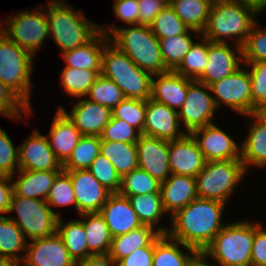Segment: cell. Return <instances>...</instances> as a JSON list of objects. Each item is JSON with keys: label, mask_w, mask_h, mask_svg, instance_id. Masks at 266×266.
Returning a JSON list of instances; mask_svg holds the SVG:
<instances>
[{"label": "cell", "mask_w": 266, "mask_h": 266, "mask_svg": "<svg viewBox=\"0 0 266 266\" xmlns=\"http://www.w3.org/2000/svg\"><path fill=\"white\" fill-rule=\"evenodd\" d=\"M224 206L221 201L197 197L171 216L172 228L167 235L203 252L225 226L221 222Z\"/></svg>", "instance_id": "obj_1"}, {"label": "cell", "mask_w": 266, "mask_h": 266, "mask_svg": "<svg viewBox=\"0 0 266 266\" xmlns=\"http://www.w3.org/2000/svg\"><path fill=\"white\" fill-rule=\"evenodd\" d=\"M259 13L262 10L246 0H216L201 34L205 39L217 43H227L225 38L230 37L235 45L242 47L255 23L254 16Z\"/></svg>", "instance_id": "obj_2"}, {"label": "cell", "mask_w": 266, "mask_h": 266, "mask_svg": "<svg viewBox=\"0 0 266 266\" xmlns=\"http://www.w3.org/2000/svg\"><path fill=\"white\" fill-rule=\"evenodd\" d=\"M100 31L140 69L152 75L168 71L162 59L159 40L150 26L132 25L130 28H119L113 25L109 29L100 26Z\"/></svg>", "instance_id": "obj_3"}, {"label": "cell", "mask_w": 266, "mask_h": 266, "mask_svg": "<svg viewBox=\"0 0 266 266\" xmlns=\"http://www.w3.org/2000/svg\"><path fill=\"white\" fill-rule=\"evenodd\" d=\"M47 6L49 37L61 53L86 45L100 32V26L87 20L81 11H76L64 0H50Z\"/></svg>", "instance_id": "obj_4"}, {"label": "cell", "mask_w": 266, "mask_h": 266, "mask_svg": "<svg viewBox=\"0 0 266 266\" xmlns=\"http://www.w3.org/2000/svg\"><path fill=\"white\" fill-rule=\"evenodd\" d=\"M101 74L112 80L122 90L125 98L144 101L151 98L153 75L140 69L110 41L103 49Z\"/></svg>", "instance_id": "obj_5"}, {"label": "cell", "mask_w": 266, "mask_h": 266, "mask_svg": "<svg viewBox=\"0 0 266 266\" xmlns=\"http://www.w3.org/2000/svg\"><path fill=\"white\" fill-rule=\"evenodd\" d=\"M254 235L255 223L248 220L225 224L203 253L218 266H251Z\"/></svg>", "instance_id": "obj_6"}, {"label": "cell", "mask_w": 266, "mask_h": 266, "mask_svg": "<svg viewBox=\"0 0 266 266\" xmlns=\"http://www.w3.org/2000/svg\"><path fill=\"white\" fill-rule=\"evenodd\" d=\"M33 55L0 33V80L30 108Z\"/></svg>", "instance_id": "obj_7"}, {"label": "cell", "mask_w": 266, "mask_h": 266, "mask_svg": "<svg viewBox=\"0 0 266 266\" xmlns=\"http://www.w3.org/2000/svg\"><path fill=\"white\" fill-rule=\"evenodd\" d=\"M246 172L241 160L205 162L195 177L198 198L227 203Z\"/></svg>", "instance_id": "obj_8"}, {"label": "cell", "mask_w": 266, "mask_h": 266, "mask_svg": "<svg viewBox=\"0 0 266 266\" xmlns=\"http://www.w3.org/2000/svg\"><path fill=\"white\" fill-rule=\"evenodd\" d=\"M50 207L46 200L21 197L13 191L8 213L15 211L17 216L9 218L22 230L25 238H44L57 232V221L61 216Z\"/></svg>", "instance_id": "obj_9"}, {"label": "cell", "mask_w": 266, "mask_h": 266, "mask_svg": "<svg viewBox=\"0 0 266 266\" xmlns=\"http://www.w3.org/2000/svg\"><path fill=\"white\" fill-rule=\"evenodd\" d=\"M8 18L7 28L5 22L0 21V33L34 56L44 39L49 36L47 13L42 9H35L33 12L21 11L18 15Z\"/></svg>", "instance_id": "obj_10"}, {"label": "cell", "mask_w": 266, "mask_h": 266, "mask_svg": "<svg viewBox=\"0 0 266 266\" xmlns=\"http://www.w3.org/2000/svg\"><path fill=\"white\" fill-rule=\"evenodd\" d=\"M213 101L218 109L225 104L240 115L252 114V86L248 70L241 66L232 74L209 85ZM215 97V98H214ZM222 102V104H221Z\"/></svg>", "instance_id": "obj_11"}, {"label": "cell", "mask_w": 266, "mask_h": 266, "mask_svg": "<svg viewBox=\"0 0 266 266\" xmlns=\"http://www.w3.org/2000/svg\"><path fill=\"white\" fill-rule=\"evenodd\" d=\"M207 91H211L207 84L188 78L186 100L178 110L179 121L184 123L186 133L213 124L212 120L217 108L213 95L208 94Z\"/></svg>", "instance_id": "obj_12"}, {"label": "cell", "mask_w": 266, "mask_h": 266, "mask_svg": "<svg viewBox=\"0 0 266 266\" xmlns=\"http://www.w3.org/2000/svg\"><path fill=\"white\" fill-rule=\"evenodd\" d=\"M190 134L206 162L241 159L240 146L215 123L196 129Z\"/></svg>", "instance_id": "obj_13"}, {"label": "cell", "mask_w": 266, "mask_h": 266, "mask_svg": "<svg viewBox=\"0 0 266 266\" xmlns=\"http://www.w3.org/2000/svg\"><path fill=\"white\" fill-rule=\"evenodd\" d=\"M138 168L162 183L171 174L169 141L141 134L136 142Z\"/></svg>", "instance_id": "obj_14"}, {"label": "cell", "mask_w": 266, "mask_h": 266, "mask_svg": "<svg viewBox=\"0 0 266 266\" xmlns=\"http://www.w3.org/2000/svg\"><path fill=\"white\" fill-rule=\"evenodd\" d=\"M70 174L79 215L99 213L111 192L108 191L88 169L67 171Z\"/></svg>", "instance_id": "obj_15"}, {"label": "cell", "mask_w": 266, "mask_h": 266, "mask_svg": "<svg viewBox=\"0 0 266 266\" xmlns=\"http://www.w3.org/2000/svg\"><path fill=\"white\" fill-rule=\"evenodd\" d=\"M19 148V170L61 171L63 165L56 158L46 136L34 130Z\"/></svg>", "instance_id": "obj_16"}, {"label": "cell", "mask_w": 266, "mask_h": 266, "mask_svg": "<svg viewBox=\"0 0 266 266\" xmlns=\"http://www.w3.org/2000/svg\"><path fill=\"white\" fill-rule=\"evenodd\" d=\"M180 125L177 110L151 98L146 101L143 135L168 141L177 140L186 134L182 130L179 131Z\"/></svg>", "instance_id": "obj_17"}, {"label": "cell", "mask_w": 266, "mask_h": 266, "mask_svg": "<svg viewBox=\"0 0 266 266\" xmlns=\"http://www.w3.org/2000/svg\"><path fill=\"white\" fill-rule=\"evenodd\" d=\"M234 46L236 51L227 43L208 40V65L197 81L209 86L236 71L241 66L240 63L243 62L242 47Z\"/></svg>", "instance_id": "obj_18"}, {"label": "cell", "mask_w": 266, "mask_h": 266, "mask_svg": "<svg viewBox=\"0 0 266 266\" xmlns=\"http://www.w3.org/2000/svg\"><path fill=\"white\" fill-rule=\"evenodd\" d=\"M27 243L23 260L32 266H76L60 235L31 240Z\"/></svg>", "instance_id": "obj_19"}, {"label": "cell", "mask_w": 266, "mask_h": 266, "mask_svg": "<svg viewBox=\"0 0 266 266\" xmlns=\"http://www.w3.org/2000/svg\"><path fill=\"white\" fill-rule=\"evenodd\" d=\"M205 159L190 133L169 141V168L171 174L196 177L203 169Z\"/></svg>", "instance_id": "obj_20"}, {"label": "cell", "mask_w": 266, "mask_h": 266, "mask_svg": "<svg viewBox=\"0 0 266 266\" xmlns=\"http://www.w3.org/2000/svg\"><path fill=\"white\" fill-rule=\"evenodd\" d=\"M58 108L70 118L83 136L100 137L103 129L112 117V110L110 108L86 98L75 102L70 114L62 106Z\"/></svg>", "instance_id": "obj_21"}, {"label": "cell", "mask_w": 266, "mask_h": 266, "mask_svg": "<svg viewBox=\"0 0 266 266\" xmlns=\"http://www.w3.org/2000/svg\"><path fill=\"white\" fill-rule=\"evenodd\" d=\"M99 213L104 217L112 238L142 225L128 197L120 193H111Z\"/></svg>", "instance_id": "obj_22"}, {"label": "cell", "mask_w": 266, "mask_h": 266, "mask_svg": "<svg viewBox=\"0 0 266 266\" xmlns=\"http://www.w3.org/2000/svg\"><path fill=\"white\" fill-rule=\"evenodd\" d=\"M168 230L162 226L154 228L149 225H141L126 234L113 237L107 258L113 264H116L120 259L128 256L137 248L154 247L155 241L161 234H167Z\"/></svg>", "instance_id": "obj_23"}, {"label": "cell", "mask_w": 266, "mask_h": 266, "mask_svg": "<svg viewBox=\"0 0 266 266\" xmlns=\"http://www.w3.org/2000/svg\"><path fill=\"white\" fill-rule=\"evenodd\" d=\"M187 91L188 78L176 71L168 70L152 76L151 99L169 108L180 110L186 100Z\"/></svg>", "instance_id": "obj_24"}, {"label": "cell", "mask_w": 266, "mask_h": 266, "mask_svg": "<svg viewBox=\"0 0 266 266\" xmlns=\"http://www.w3.org/2000/svg\"><path fill=\"white\" fill-rule=\"evenodd\" d=\"M48 134L46 137L49 145L62 165L69 159L73 149L83 136L60 108L55 114Z\"/></svg>", "instance_id": "obj_25"}, {"label": "cell", "mask_w": 266, "mask_h": 266, "mask_svg": "<svg viewBox=\"0 0 266 266\" xmlns=\"http://www.w3.org/2000/svg\"><path fill=\"white\" fill-rule=\"evenodd\" d=\"M164 210L174 215L198 197L196 179L191 176L170 174L160 184Z\"/></svg>", "instance_id": "obj_26"}, {"label": "cell", "mask_w": 266, "mask_h": 266, "mask_svg": "<svg viewBox=\"0 0 266 266\" xmlns=\"http://www.w3.org/2000/svg\"><path fill=\"white\" fill-rule=\"evenodd\" d=\"M109 41V37L100 31L86 45L61 53L66 62L65 67L94 70L100 75L103 49Z\"/></svg>", "instance_id": "obj_27"}, {"label": "cell", "mask_w": 266, "mask_h": 266, "mask_svg": "<svg viewBox=\"0 0 266 266\" xmlns=\"http://www.w3.org/2000/svg\"><path fill=\"white\" fill-rule=\"evenodd\" d=\"M80 216L84 218L81 221L87 238L88 260L95 257H107L112 237L104 217L100 213H85Z\"/></svg>", "instance_id": "obj_28"}, {"label": "cell", "mask_w": 266, "mask_h": 266, "mask_svg": "<svg viewBox=\"0 0 266 266\" xmlns=\"http://www.w3.org/2000/svg\"><path fill=\"white\" fill-rule=\"evenodd\" d=\"M59 172L18 170L19 178L13 182V191L21 197L46 200Z\"/></svg>", "instance_id": "obj_29"}, {"label": "cell", "mask_w": 266, "mask_h": 266, "mask_svg": "<svg viewBox=\"0 0 266 266\" xmlns=\"http://www.w3.org/2000/svg\"><path fill=\"white\" fill-rule=\"evenodd\" d=\"M254 118L249 133L242 141L241 162L246 171L251 164L258 167H266V124L259 121L253 114L246 115Z\"/></svg>", "instance_id": "obj_30"}, {"label": "cell", "mask_w": 266, "mask_h": 266, "mask_svg": "<svg viewBox=\"0 0 266 266\" xmlns=\"http://www.w3.org/2000/svg\"><path fill=\"white\" fill-rule=\"evenodd\" d=\"M180 245L189 253L180 251ZM197 253L196 249L161 234L154 243L152 266H188Z\"/></svg>", "instance_id": "obj_31"}, {"label": "cell", "mask_w": 266, "mask_h": 266, "mask_svg": "<svg viewBox=\"0 0 266 266\" xmlns=\"http://www.w3.org/2000/svg\"><path fill=\"white\" fill-rule=\"evenodd\" d=\"M212 4V0H169V5L185 25L200 33L206 28Z\"/></svg>", "instance_id": "obj_32"}, {"label": "cell", "mask_w": 266, "mask_h": 266, "mask_svg": "<svg viewBox=\"0 0 266 266\" xmlns=\"http://www.w3.org/2000/svg\"><path fill=\"white\" fill-rule=\"evenodd\" d=\"M57 233L62 238L70 257L76 264L88 260L87 238L81 220L77 219L63 224L59 217Z\"/></svg>", "instance_id": "obj_33"}, {"label": "cell", "mask_w": 266, "mask_h": 266, "mask_svg": "<svg viewBox=\"0 0 266 266\" xmlns=\"http://www.w3.org/2000/svg\"><path fill=\"white\" fill-rule=\"evenodd\" d=\"M100 154L112 163L121 178L138 168L136 144L101 141Z\"/></svg>", "instance_id": "obj_34"}, {"label": "cell", "mask_w": 266, "mask_h": 266, "mask_svg": "<svg viewBox=\"0 0 266 266\" xmlns=\"http://www.w3.org/2000/svg\"><path fill=\"white\" fill-rule=\"evenodd\" d=\"M27 238L8 216H0V259L21 260L24 258ZM24 252L20 256L18 252Z\"/></svg>", "instance_id": "obj_35"}, {"label": "cell", "mask_w": 266, "mask_h": 266, "mask_svg": "<svg viewBox=\"0 0 266 266\" xmlns=\"http://www.w3.org/2000/svg\"><path fill=\"white\" fill-rule=\"evenodd\" d=\"M132 208L142 225H149L155 228L166 211L164 210L161 192L127 196Z\"/></svg>", "instance_id": "obj_36"}, {"label": "cell", "mask_w": 266, "mask_h": 266, "mask_svg": "<svg viewBox=\"0 0 266 266\" xmlns=\"http://www.w3.org/2000/svg\"><path fill=\"white\" fill-rule=\"evenodd\" d=\"M190 31L200 34L199 31L189 29L186 33L159 40L161 55L167 70L174 71L181 63L185 54L194 44Z\"/></svg>", "instance_id": "obj_37"}, {"label": "cell", "mask_w": 266, "mask_h": 266, "mask_svg": "<svg viewBox=\"0 0 266 266\" xmlns=\"http://www.w3.org/2000/svg\"><path fill=\"white\" fill-rule=\"evenodd\" d=\"M101 139L98 136H82L73 149L69 159L63 164V170L74 171L88 169L92 161L100 154Z\"/></svg>", "instance_id": "obj_38"}, {"label": "cell", "mask_w": 266, "mask_h": 266, "mask_svg": "<svg viewBox=\"0 0 266 266\" xmlns=\"http://www.w3.org/2000/svg\"><path fill=\"white\" fill-rule=\"evenodd\" d=\"M208 65V39L194 42L183 57L180 65L174 70L191 80H197Z\"/></svg>", "instance_id": "obj_39"}, {"label": "cell", "mask_w": 266, "mask_h": 266, "mask_svg": "<svg viewBox=\"0 0 266 266\" xmlns=\"http://www.w3.org/2000/svg\"><path fill=\"white\" fill-rule=\"evenodd\" d=\"M98 76L99 74L94 70L64 67L61 74V86L68 95L83 98L89 93Z\"/></svg>", "instance_id": "obj_40"}, {"label": "cell", "mask_w": 266, "mask_h": 266, "mask_svg": "<svg viewBox=\"0 0 266 266\" xmlns=\"http://www.w3.org/2000/svg\"><path fill=\"white\" fill-rule=\"evenodd\" d=\"M160 182L140 168H136L121 178L119 193L124 196L145 195L160 192Z\"/></svg>", "instance_id": "obj_41"}, {"label": "cell", "mask_w": 266, "mask_h": 266, "mask_svg": "<svg viewBox=\"0 0 266 266\" xmlns=\"http://www.w3.org/2000/svg\"><path fill=\"white\" fill-rule=\"evenodd\" d=\"M88 100L113 110L123 99L122 90L110 79L100 74L86 95Z\"/></svg>", "instance_id": "obj_42"}, {"label": "cell", "mask_w": 266, "mask_h": 266, "mask_svg": "<svg viewBox=\"0 0 266 266\" xmlns=\"http://www.w3.org/2000/svg\"><path fill=\"white\" fill-rule=\"evenodd\" d=\"M150 28L158 39L184 34L189 30L169 4L157 14Z\"/></svg>", "instance_id": "obj_43"}, {"label": "cell", "mask_w": 266, "mask_h": 266, "mask_svg": "<svg viewBox=\"0 0 266 266\" xmlns=\"http://www.w3.org/2000/svg\"><path fill=\"white\" fill-rule=\"evenodd\" d=\"M146 113V101L123 99L113 110L112 116L124 120L141 134L143 133Z\"/></svg>", "instance_id": "obj_44"}, {"label": "cell", "mask_w": 266, "mask_h": 266, "mask_svg": "<svg viewBox=\"0 0 266 266\" xmlns=\"http://www.w3.org/2000/svg\"><path fill=\"white\" fill-rule=\"evenodd\" d=\"M46 202L51 206L66 207L68 205H74L76 208L75 193L70 174L67 171L62 169L57 174L47 195Z\"/></svg>", "instance_id": "obj_45"}, {"label": "cell", "mask_w": 266, "mask_h": 266, "mask_svg": "<svg viewBox=\"0 0 266 266\" xmlns=\"http://www.w3.org/2000/svg\"><path fill=\"white\" fill-rule=\"evenodd\" d=\"M90 173L111 193H119L121 177L112 163L99 154L88 168Z\"/></svg>", "instance_id": "obj_46"}, {"label": "cell", "mask_w": 266, "mask_h": 266, "mask_svg": "<svg viewBox=\"0 0 266 266\" xmlns=\"http://www.w3.org/2000/svg\"><path fill=\"white\" fill-rule=\"evenodd\" d=\"M243 62L266 61V28L260 29L255 21L242 46Z\"/></svg>", "instance_id": "obj_47"}, {"label": "cell", "mask_w": 266, "mask_h": 266, "mask_svg": "<svg viewBox=\"0 0 266 266\" xmlns=\"http://www.w3.org/2000/svg\"><path fill=\"white\" fill-rule=\"evenodd\" d=\"M136 131V132H135ZM141 133L119 118L111 117L100 135L101 141H115L136 144Z\"/></svg>", "instance_id": "obj_48"}, {"label": "cell", "mask_w": 266, "mask_h": 266, "mask_svg": "<svg viewBox=\"0 0 266 266\" xmlns=\"http://www.w3.org/2000/svg\"><path fill=\"white\" fill-rule=\"evenodd\" d=\"M31 109L12 89L0 80V113L2 115L17 120V118H22V111L26 115H31Z\"/></svg>", "instance_id": "obj_49"}, {"label": "cell", "mask_w": 266, "mask_h": 266, "mask_svg": "<svg viewBox=\"0 0 266 266\" xmlns=\"http://www.w3.org/2000/svg\"><path fill=\"white\" fill-rule=\"evenodd\" d=\"M248 70L252 86V114L255 108L266 102V61L243 62Z\"/></svg>", "instance_id": "obj_50"}, {"label": "cell", "mask_w": 266, "mask_h": 266, "mask_svg": "<svg viewBox=\"0 0 266 266\" xmlns=\"http://www.w3.org/2000/svg\"><path fill=\"white\" fill-rule=\"evenodd\" d=\"M19 148H15L5 130L0 127V176L13 177L19 170Z\"/></svg>", "instance_id": "obj_51"}, {"label": "cell", "mask_w": 266, "mask_h": 266, "mask_svg": "<svg viewBox=\"0 0 266 266\" xmlns=\"http://www.w3.org/2000/svg\"><path fill=\"white\" fill-rule=\"evenodd\" d=\"M115 16L129 25H138V0H116L113 4Z\"/></svg>", "instance_id": "obj_52"}, {"label": "cell", "mask_w": 266, "mask_h": 266, "mask_svg": "<svg viewBox=\"0 0 266 266\" xmlns=\"http://www.w3.org/2000/svg\"><path fill=\"white\" fill-rule=\"evenodd\" d=\"M251 266H266V230L255 223V235L251 247Z\"/></svg>", "instance_id": "obj_53"}, {"label": "cell", "mask_w": 266, "mask_h": 266, "mask_svg": "<svg viewBox=\"0 0 266 266\" xmlns=\"http://www.w3.org/2000/svg\"><path fill=\"white\" fill-rule=\"evenodd\" d=\"M169 4V0H138V25L150 26L157 14Z\"/></svg>", "instance_id": "obj_54"}, {"label": "cell", "mask_w": 266, "mask_h": 266, "mask_svg": "<svg viewBox=\"0 0 266 266\" xmlns=\"http://www.w3.org/2000/svg\"><path fill=\"white\" fill-rule=\"evenodd\" d=\"M154 247L137 248L128 256L120 259L116 266H152Z\"/></svg>", "instance_id": "obj_55"}, {"label": "cell", "mask_w": 266, "mask_h": 266, "mask_svg": "<svg viewBox=\"0 0 266 266\" xmlns=\"http://www.w3.org/2000/svg\"><path fill=\"white\" fill-rule=\"evenodd\" d=\"M12 179L13 177L10 176H0V214H8L9 212L11 197L13 194Z\"/></svg>", "instance_id": "obj_56"}, {"label": "cell", "mask_w": 266, "mask_h": 266, "mask_svg": "<svg viewBox=\"0 0 266 266\" xmlns=\"http://www.w3.org/2000/svg\"><path fill=\"white\" fill-rule=\"evenodd\" d=\"M76 266H116L107 257H95L83 262H79Z\"/></svg>", "instance_id": "obj_57"}, {"label": "cell", "mask_w": 266, "mask_h": 266, "mask_svg": "<svg viewBox=\"0 0 266 266\" xmlns=\"http://www.w3.org/2000/svg\"><path fill=\"white\" fill-rule=\"evenodd\" d=\"M206 255L203 252H198L189 262L188 266H215L207 264ZM217 266V265H216Z\"/></svg>", "instance_id": "obj_58"}, {"label": "cell", "mask_w": 266, "mask_h": 266, "mask_svg": "<svg viewBox=\"0 0 266 266\" xmlns=\"http://www.w3.org/2000/svg\"><path fill=\"white\" fill-rule=\"evenodd\" d=\"M253 115L263 124H266V102L258 105L255 108Z\"/></svg>", "instance_id": "obj_59"}, {"label": "cell", "mask_w": 266, "mask_h": 266, "mask_svg": "<svg viewBox=\"0 0 266 266\" xmlns=\"http://www.w3.org/2000/svg\"><path fill=\"white\" fill-rule=\"evenodd\" d=\"M247 2L257 5L262 11L266 9V0H246Z\"/></svg>", "instance_id": "obj_60"}, {"label": "cell", "mask_w": 266, "mask_h": 266, "mask_svg": "<svg viewBox=\"0 0 266 266\" xmlns=\"http://www.w3.org/2000/svg\"><path fill=\"white\" fill-rule=\"evenodd\" d=\"M0 266H18V260L0 259Z\"/></svg>", "instance_id": "obj_61"}, {"label": "cell", "mask_w": 266, "mask_h": 266, "mask_svg": "<svg viewBox=\"0 0 266 266\" xmlns=\"http://www.w3.org/2000/svg\"><path fill=\"white\" fill-rule=\"evenodd\" d=\"M23 263L22 265L20 263ZM18 266H32L30 265L28 262H26L25 260L21 259L18 261Z\"/></svg>", "instance_id": "obj_62"}]
</instances>
